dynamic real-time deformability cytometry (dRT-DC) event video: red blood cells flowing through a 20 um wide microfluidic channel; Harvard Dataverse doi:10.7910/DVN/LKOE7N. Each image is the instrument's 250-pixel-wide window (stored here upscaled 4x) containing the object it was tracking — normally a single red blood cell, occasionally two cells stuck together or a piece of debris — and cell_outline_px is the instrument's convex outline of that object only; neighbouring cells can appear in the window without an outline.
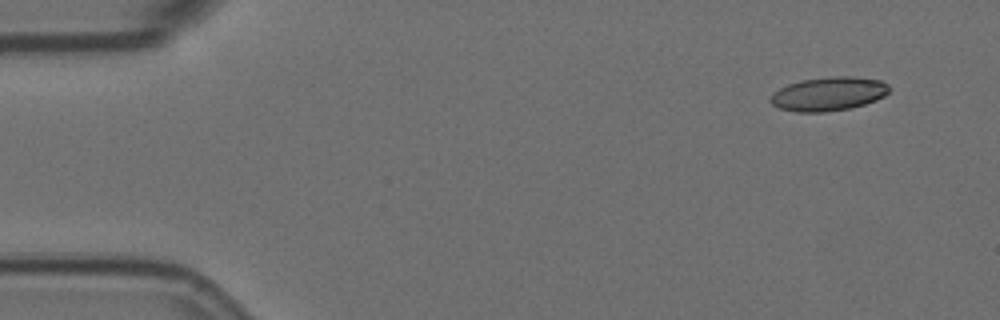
{"species": "Egyptian fruit bat (a non-hibernating species)", "species_latin": "Rousettus aegyptiacus", "temperature_condition": "room temperature", "stored_images_in_passage": 5, "segment_of_instrument_passage": [1, 2], "camera_frame_rate_fps": 3000, "um_per_image_px": 0.085, "animal": {"sex": "female"}, "frame": {"image": 1, "passage_image": 1, "time_ms": 0.0, "image_size_px": [1000, 320], "cell_outline_px": [[892, 88], [884, 96], [876, 100], [852, 108], [824, 112], [796, 112], [780, 108], [772, 104], [768, 100], [772, 92], [788, 84], [800, 80], [832, 76], [852, 76], [880, 80], [888, 84]], "centroid_in_image_um": [70.42, 7.97], "position_along_channel_um": 14.6, "area_um2": 23.64}}
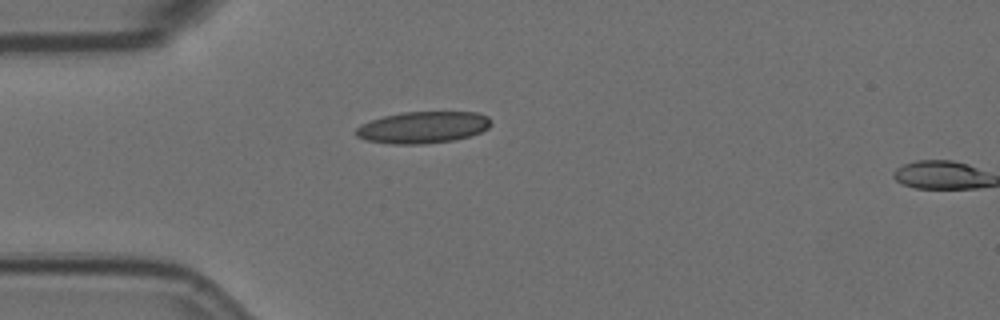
{"frame": {"image": 2, "passage_image": 4, "time_ms": 1.0, "image_size_px": [1000, 320], "cell_outline_px": [[492, 124], [488, 128], [480, 132], [456, 140], [424, 144], [392, 144], [364, 140], [356, 136], [356, 128], [360, 124], [384, 116], [404, 112], [476, 112], [488, 116], [492, 120]], "centroid_in_image_um": [35.96, 10.83], "position_along_channel_um": 49.0, "area_um2": 25.09}}